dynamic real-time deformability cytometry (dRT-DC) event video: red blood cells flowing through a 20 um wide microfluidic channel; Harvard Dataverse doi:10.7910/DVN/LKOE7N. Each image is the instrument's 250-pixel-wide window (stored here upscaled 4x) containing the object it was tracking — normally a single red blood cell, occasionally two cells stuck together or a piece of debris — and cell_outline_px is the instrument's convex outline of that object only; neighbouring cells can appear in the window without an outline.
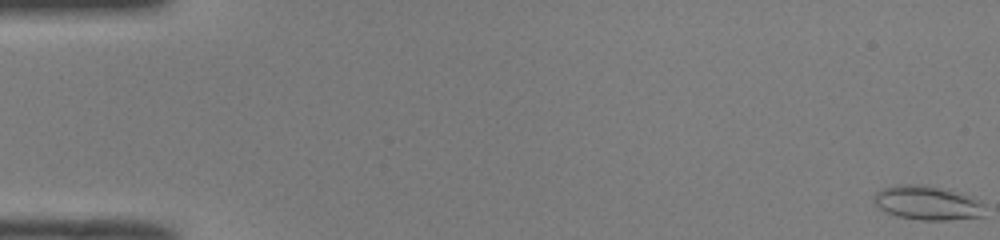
{"species": "common noctule bat (a hibernating species)", "species_latin": "Nyctalus noctula", "temperature_condition": "room temperature", "stored_images_in_passage": 47, "camera_frame_rate_fps": 3000, "um_per_image_px": 0.085, "animal": {"sex": "male", "body_mass_g": 19.0, "forearm_length_mm": 50.8}, "frame": {"image": 1, "passage_image": 1, "time_ms": 0.0, "image_size_px": [1000, 240], "cell_outline_px": [[984, 216], [948, 220], [920, 220], [896, 216], [876, 208], [872, 204], [872, 196], [876, 192], [884, 188], [896, 184], [920, 184], [948, 188], [972, 196], [980, 200]], "centroid_in_image_um": [78.76, 17.23], "position_along_channel_um": 6.2, "area_um2": 22.6}}
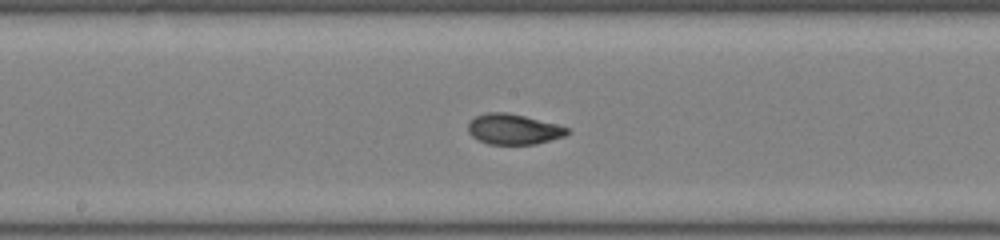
{"frame": {"image": 2, "passage_image": 28, "time_ms": 9.0, "image_size_px": [1000, 240], "cell_outline_px": [[572, 128], [564, 136], [536, 144], [488, 144], [472, 136], [468, 132], [468, 124], [476, 116], [488, 112], [504, 112], [524, 116]], "centroid_in_image_um": [43.66, 10.98], "position_along_channel_um": 204.5, "area_um2": 17.4}}
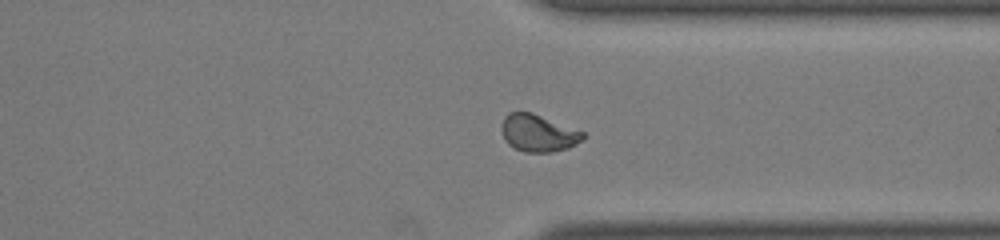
{"frame": {"image": 3, "passage_image": 40, "time_ms": 13.0, "image_size_px": [1000, 240], "cell_outline_px": [[588, 136], [584, 140], [568, 148], [552, 152], [524, 152], [508, 144], [504, 140], [500, 128], [504, 116], [508, 112], [532, 112], [584, 132]], "centroid_in_image_um": [45.75, 11.31], "position_along_channel_um": 365.6, "area_um2": 17.86}}